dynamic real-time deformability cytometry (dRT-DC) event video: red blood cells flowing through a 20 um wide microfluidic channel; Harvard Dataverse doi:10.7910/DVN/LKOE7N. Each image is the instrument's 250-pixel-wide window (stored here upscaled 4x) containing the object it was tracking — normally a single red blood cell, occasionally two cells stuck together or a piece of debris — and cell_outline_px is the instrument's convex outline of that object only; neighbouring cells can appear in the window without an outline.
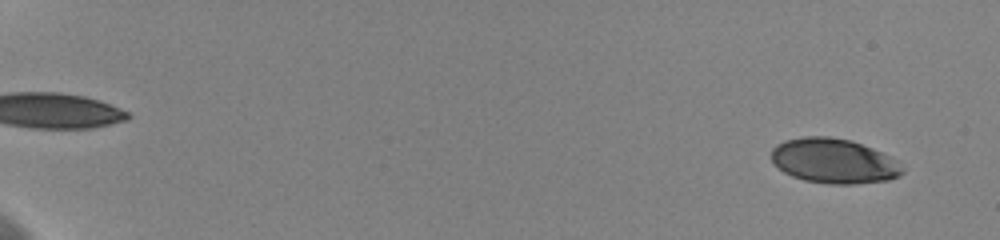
{"species": "human", "species_latin": "Homo sapiens", "temperature_condition": "cold", "stored_images_in_passage": 54, "camera_frame_rate_fps": 3000, "um_per_image_px": 0.085, "donor": {"sex": "female"}, "frame": {"image": 1, "passage_image": 4, "time_ms": 1.0, "image_size_px": [1000, 240], "cell_outline_px": [[904, 172], [900, 176], [888, 180], [852, 184], [832, 184], [804, 180], [792, 176], [784, 172], [772, 160], [772, 148], [776, 144], [784, 140], [804, 136], [828, 136], [852, 140], [872, 148], [900, 160], [904, 168]], "centroid_in_image_um": [70.92, 13.67], "position_along_channel_um": 14.1, "area_um2": 34.51}}
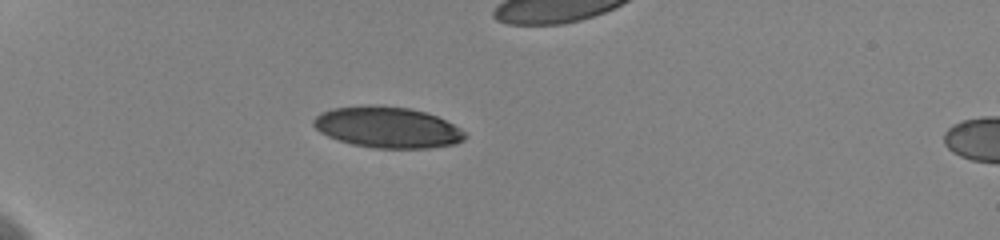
{"frame": {"image": 2, "passage_image": 20, "time_ms": 6.333, "image_size_px": [1000, 240], "cell_outline_px": [[468, 136], [464, 140], [456, 144], [428, 148], [372, 148], [352, 144], [328, 136], [320, 132], [312, 124], [312, 120], [320, 112], [332, 108], [368, 104], [408, 108], [424, 112], [436, 116], [468, 132]], "centroid_in_image_um": [32.93, 10.82], "position_along_channel_um": 52.1, "area_um2": 36.41}}
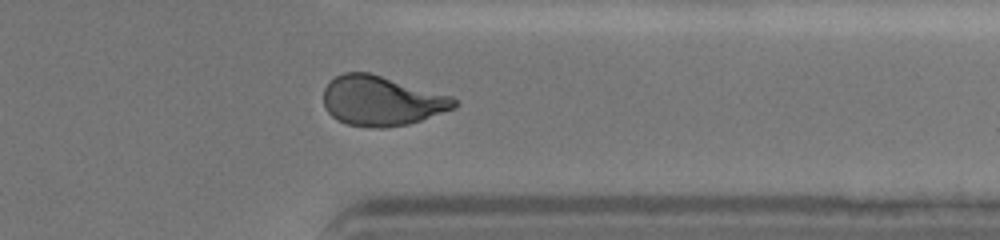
{"frame": {"image": 3, "passage_image": 50, "time_ms": 16.333, "image_size_px": [1000, 240], "cell_outline_px": [[460, 104], [456, 108], [408, 124], [384, 128], [376, 128], [348, 124], [336, 120], [328, 112], [324, 104], [324, 88], [336, 76], [344, 72], [368, 72], [452, 96]], "centroid_in_image_um": [32.45, 8.58], "position_along_channel_um": 379.0, "area_um2": 37.8}}